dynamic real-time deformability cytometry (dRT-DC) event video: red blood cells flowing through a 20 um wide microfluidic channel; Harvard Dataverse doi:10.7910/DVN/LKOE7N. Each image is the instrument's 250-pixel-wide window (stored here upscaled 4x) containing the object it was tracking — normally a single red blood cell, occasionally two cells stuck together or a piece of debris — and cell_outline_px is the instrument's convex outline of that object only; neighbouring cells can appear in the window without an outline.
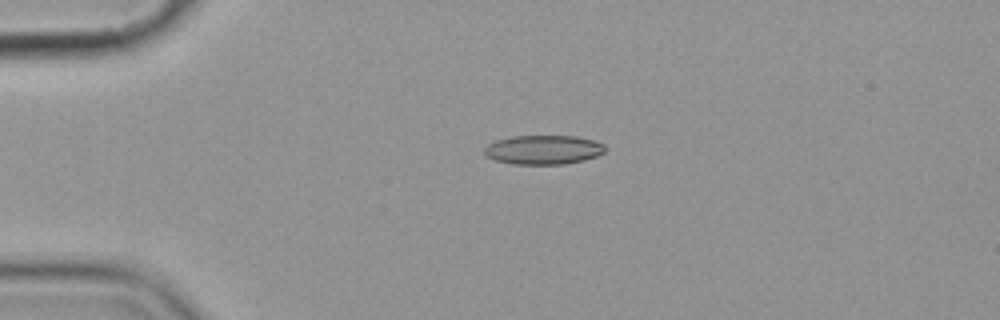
{"species": "common noctule bat (a hibernating species)", "species_latin": "Nyctalus noctula", "temperature_condition": "cold", "stored_images_in_passage": 5, "camera_frame_rate_fps": 3000, "um_per_image_px": 0.085, "animal": {"sex": "female", "body_mass_g": 19.9}, "frame": {"image": 1, "passage_image": 2, "time_ms": 1.333, "image_size_px": [1000, 320], "cell_outline_px": [[608, 148], [604, 152], [596, 156], [584, 160], [564, 164], [512, 164], [496, 160], [488, 156], [484, 152], [484, 148], [488, 144], [496, 140], [512, 136], [576, 136], [596, 140], [604, 144]], "centroid_in_image_um": [46.23, 12.72], "position_along_channel_um": 38.8, "area_um2": 20.63}}